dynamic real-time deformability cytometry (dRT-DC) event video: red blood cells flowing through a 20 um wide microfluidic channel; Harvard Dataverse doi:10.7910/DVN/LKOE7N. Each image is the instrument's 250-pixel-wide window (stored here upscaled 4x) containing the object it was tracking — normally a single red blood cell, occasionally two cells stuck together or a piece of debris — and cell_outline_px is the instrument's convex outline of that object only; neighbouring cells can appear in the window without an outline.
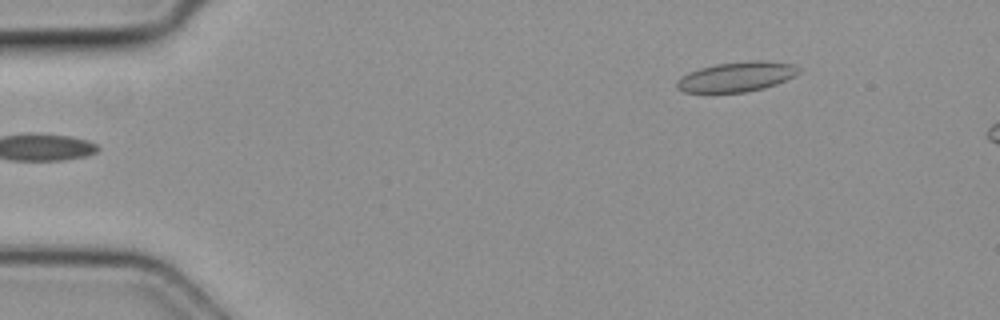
{"species": "common noctule bat (a hibernating species)", "species_latin": "Nyctalus noctula", "temperature_condition": "cold", "stored_images_in_passage": 3, "camera_frame_rate_fps": 3000, "um_per_image_px": 0.085, "animal": {"sex": "female", "body_mass_g": 19.3, "forearm_length_mm": 54.1}, "frame": {"image": 1, "passage_image": 3, "time_ms": 0.667, "image_size_px": [1000, 320], "cell_outline_px": [[800, 72], [796, 76], [776, 84], [764, 88], [744, 92], [684, 92], [676, 88], [676, 80], [680, 76], [688, 72], [700, 68], [716, 64], [744, 60], [764, 60], [792, 64], [800, 68]], "centroid_in_image_um": [62.61, 6.51], "position_along_channel_um": 22.4, "area_um2": 21.44}}